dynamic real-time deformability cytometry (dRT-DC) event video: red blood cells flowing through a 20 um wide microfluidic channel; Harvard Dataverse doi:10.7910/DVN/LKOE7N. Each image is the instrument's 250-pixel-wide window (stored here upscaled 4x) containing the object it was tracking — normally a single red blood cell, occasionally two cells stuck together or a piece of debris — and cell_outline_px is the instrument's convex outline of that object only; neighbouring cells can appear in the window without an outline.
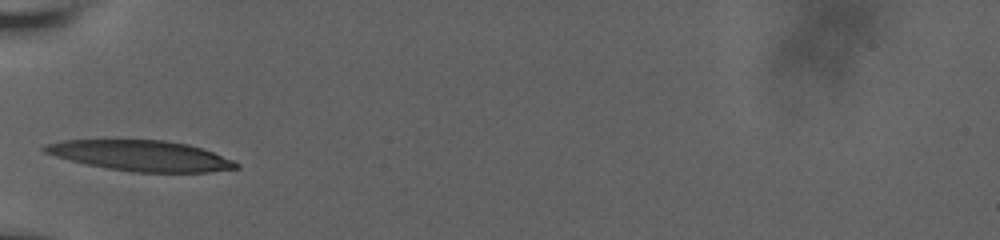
{"species": "human", "species_latin": "Homo sapiens", "temperature_condition": "room temperature", "stored_images_in_passage": 30, "camera_frame_rate_fps": 3000, "um_per_image_px": 0.085, "donor": {"sex": "male"}, "frame": {"image": 1, "passage_image": 1, "time_ms": 0.0, "image_size_px": [1000, 240], "cell_outline_px": [[240, 168], [208, 172], [132, 172], [108, 168], [68, 160], [44, 152], [40, 148], [44, 144], [64, 140], [164, 140], [188, 144], [236, 160], [240, 164]], "centroid_in_image_um": [11.99, 13.23], "position_along_channel_um": 73.0, "area_um2": 34.1}}
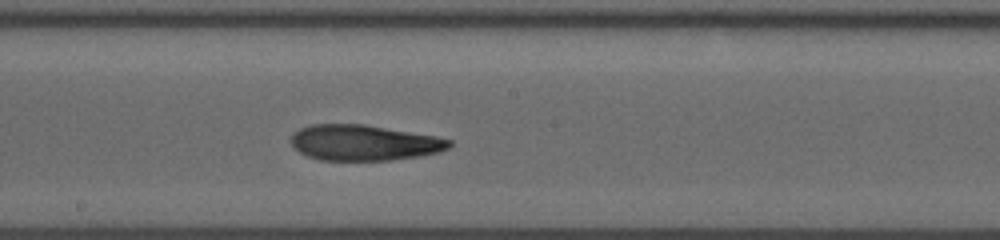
{"frame": {"image": 2, "passage_image": 13, "time_ms": 4.0, "image_size_px": [1000, 240], "cell_outline_px": [[452, 144], [448, 148], [440, 152], [420, 156], [392, 160], [320, 160], [308, 156], [292, 148], [288, 140], [300, 128], [312, 124], [364, 124], [436, 136], [452, 140]], "centroid_in_image_um": [30.92, 12.13], "position_along_channel_um": 217.3, "area_um2": 33.06}}
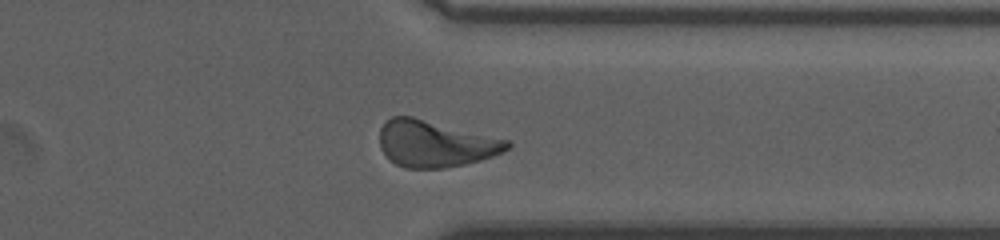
{"frame": {"image": 3, "passage_image": 26, "time_ms": 8.333, "image_size_px": [1000, 240], "cell_outline_px": [[512, 144], [508, 148], [492, 156], [480, 160], [464, 164], [444, 168], [404, 168], [396, 164], [380, 148], [380, 128], [384, 120], [392, 116], [412, 116], [508, 140]], "centroid_in_image_um": [36.95, 12.2], "position_along_channel_um": 374.4, "area_um2": 34.33}, "authors_computed_cell_mechanics": {"area_um2": 33.2639, "velocity_mm_per_s": 3.637, "shape_relaxation_time_tau1_ms": null, "shape_relaxation_time_tau2_ms": 4.74, "deformation_change_tau1": null, "deformation_change_tau2": 0.1361}}